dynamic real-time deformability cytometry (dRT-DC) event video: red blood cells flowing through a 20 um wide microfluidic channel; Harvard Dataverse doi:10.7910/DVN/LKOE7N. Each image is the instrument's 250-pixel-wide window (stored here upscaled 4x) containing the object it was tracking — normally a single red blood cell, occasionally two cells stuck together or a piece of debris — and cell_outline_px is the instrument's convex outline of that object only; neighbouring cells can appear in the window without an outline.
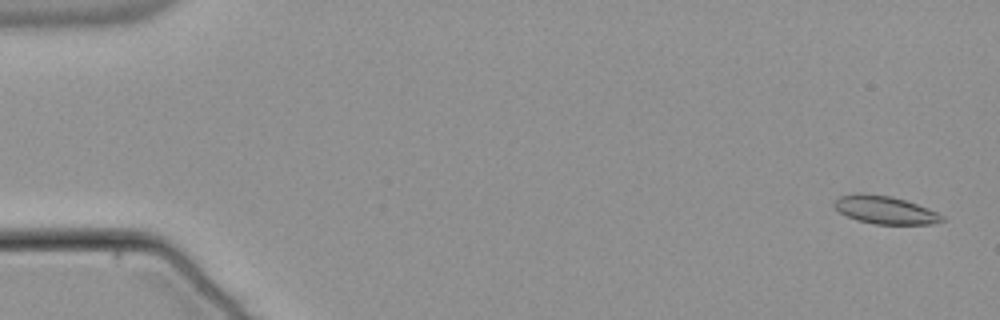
{"species": "common noctule bat (a hibernating species)", "species_latin": "Nyctalus noctula", "temperature_condition": "warm", "stored_images_in_passage": 55, "camera_frame_rate_fps": 3000, "um_per_image_px": 0.085, "animal": {"sex": "male", "body_mass_g": 21.5, "forearm_length_mm": 52.0}, "frame": {"image": 1, "passage_image": 2, "time_ms": 0.333, "image_size_px": [1000, 320], "cell_outline_px": [[944, 220], [932, 224], [876, 224], [856, 220], [840, 212], [832, 204], [840, 196], [856, 192], [864, 192], [892, 196], [928, 208], [944, 216]], "centroid_in_image_um": [75.2, 17.83], "position_along_channel_um": 9.8, "area_um2": 17.57}}
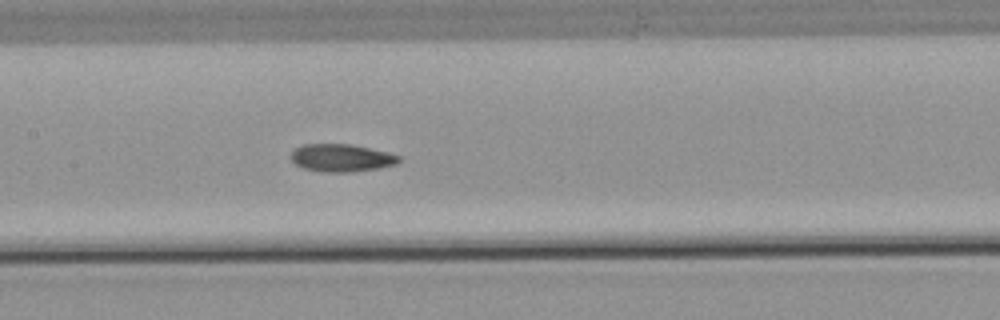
{"frame": {"image": 2, "passage_image": 27, "time_ms": 8.667, "image_size_px": [1000, 320], "cell_outline_px": [[400, 160], [396, 164], [380, 168], [352, 172], [324, 172], [304, 168], [296, 164], [292, 160], [292, 152], [296, 148], [304, 144], [352, 144], [400, 156]], "centroid_in_image_um": [29.02, 13.42], "position_along_channel_um": 178.4, "area_um2": 17.17}}
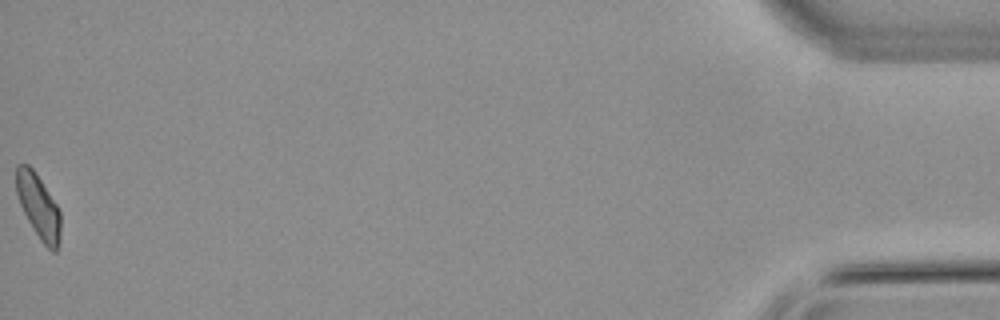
{"frame": {"image": 3, "passage_image": 55, "time_ms": 18.0, "image_size_px": [1000, 320], "cell_outline_px": [[60, 240], [56, 252], [52, 252], [40, 240], [28, 220], [20, 204], [16, 192], [16, 164], [28, 164], [36, 172], [56, 204], [60, 212]], "centroid_in_image_um": [3.27, 17.53], "position_along_channel_um": 431.9, "area_um2": 16.53}, "authors_computed_cell_mechanics": {"area_um2": 17.2822, "velocity_mm_per_s": 3.7991, "shape_relaxation_time_tau1_ms": null, "shape_relaxation_time_tau2_ms": 3.9184, "deformation_change_tau1": null, "deformation_change_tau2": 0.104}}